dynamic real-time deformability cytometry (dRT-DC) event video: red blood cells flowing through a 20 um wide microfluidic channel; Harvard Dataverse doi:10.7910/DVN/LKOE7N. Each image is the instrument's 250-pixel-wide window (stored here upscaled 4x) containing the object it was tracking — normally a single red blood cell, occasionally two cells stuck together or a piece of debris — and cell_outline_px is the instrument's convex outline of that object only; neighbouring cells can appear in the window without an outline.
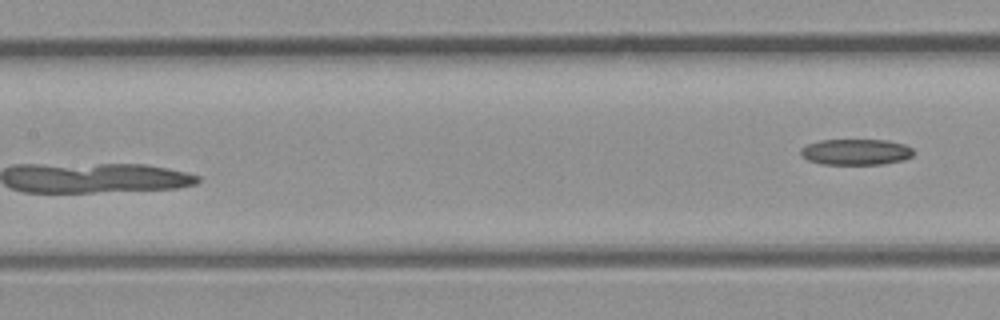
{"species": "common noctule bat (a hibernating species)", "species_latin": "Nyctalus noctula", "temperature_condition": "room temperature", "stored_images_in_passage": 8, "camera_frame_rate_fps": 3000, "um_per_image_px": 0.085, "animal": {"sex": "male", "body_mass_g": 23.1, "forearm_length_mm": 52.7}, "frame": {"image": 1, "passage_image": 8, "time_ms": 2.333, "image_size_px": [1000, 320], "cell_outline_px": [[916, 152], [912, 156], [904, 160], [880, 164], [824, 164], [808, 160], [800, 152], [800, 148], [808, 144], [820, 140], [888, 140], [904, 144], [912, 148]], "centroid_in_image_um": [72.79, 12.91], "position_along_channel_um": 134.6, "area_um2": 17.05}}